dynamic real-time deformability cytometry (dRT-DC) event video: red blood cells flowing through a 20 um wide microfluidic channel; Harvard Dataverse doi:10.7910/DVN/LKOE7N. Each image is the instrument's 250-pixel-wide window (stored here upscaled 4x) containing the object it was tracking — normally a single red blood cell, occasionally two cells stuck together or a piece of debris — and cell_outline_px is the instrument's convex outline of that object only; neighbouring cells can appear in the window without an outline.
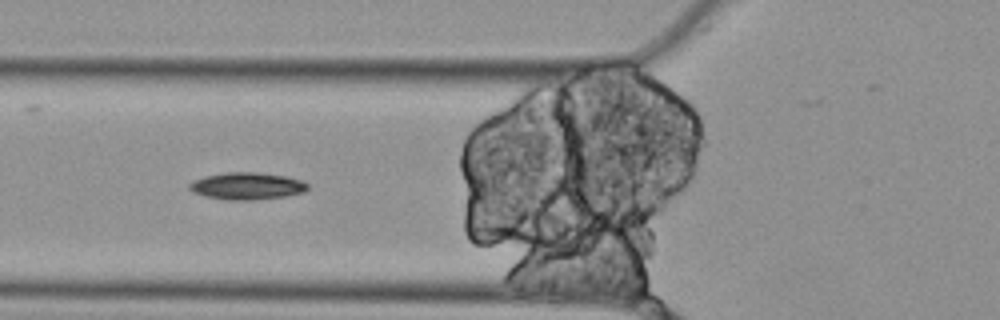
{"species": "Egyptian fruit bat (a non-hibernating species)", "species_latin": "Rousettus aegyptiacus", "temperature_condition": "cold", "stored_images_in_passage": 9, "camera_frame_rate_fps": 3000, "um_per_image_px": 0.085, "animal": {"sex": "female"}, "frame": {"image": 1, "passage_image": 6, "time_ms": 1.667, "image_size_px": [1000, 320], "cell_outline_px": [[308, 188], [304, 192], [284, 196], [252, 200], [228, 200], [208, 196], [196, 192], [188, 188], [188, 184], [204, 176], [224, 172], [260, 172], [284, 176], [304, 180], [308, 184]], "centroid_in_image_um": [21.03, 15.79], "position_along_channel_um": 104.8, "area_um2": 18.55}}
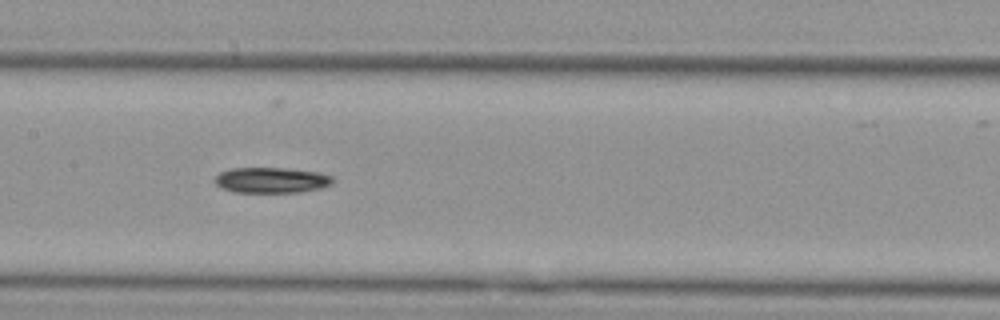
{"frame": {"image": 2, "passage_image": 8, "time_ms": 2.333, "image_size_px": [1000, 320], "cell_outline_px": [[332, 184], [320, 188], [300, 192], [232, 192], [220, 188], [216, 184], [216, 176], [220, 172], [232, 168], [284, 168], [320, 172], [332, 176]], "centroid_in_image_um": [23.06, 15.31], "position_along_channel_um": 184.3, "area_um2": 17.57}}
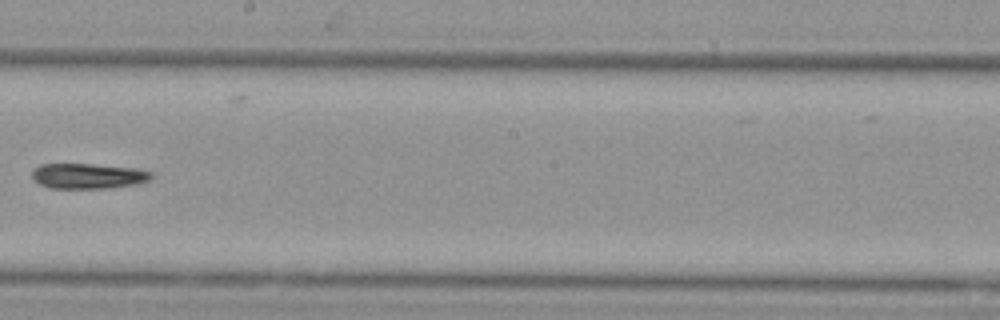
{"frame": {"image": 3, "passage_image": 9, "time_ms": 2.667, "image_size_px": [1000, 320], "cell_outline_px": [[152, 176], [148, 180], [136, 184], [108, 188], [52, 188], [40, 184], [32, 176], [32, 172], [40, 164], [92, 164], [136, 168], [152, 172]], "centroid_in_image_um": [7.5, 14.95], "position_along_channel_um": 240.7, "area_um2": 17.4}}